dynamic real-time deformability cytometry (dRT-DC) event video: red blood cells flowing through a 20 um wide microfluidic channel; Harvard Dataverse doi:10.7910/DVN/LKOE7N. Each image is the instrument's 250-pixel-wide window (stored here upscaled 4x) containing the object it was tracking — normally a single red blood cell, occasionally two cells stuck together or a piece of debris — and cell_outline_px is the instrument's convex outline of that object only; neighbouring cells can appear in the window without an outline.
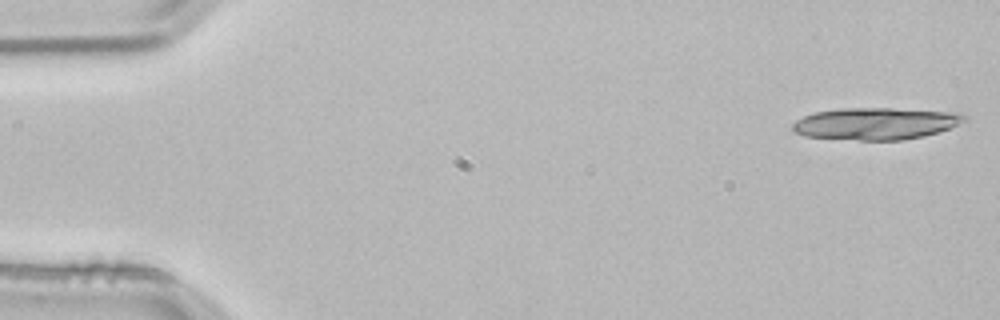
{"species": "common noctule bat (a hibernating species)", "species_latin": "Nyctalus noctula", "temperature_condition": "room temperature", "stored_images_in_passage": 4, "camera_frame_rate_fps": 3000, "um_per_image_px": 0.085, "animal": {"sex": "male", "body_mass_g": 21.5, "forearm_length_mm": 52.0}, "frame": {"image": 1, "passage_image": 1, "time_ms": 0.0, "image_size_px": [1000, 320], "cell_outline_px": [[968, 120], [948, 128], [924, 136], [900, 140], [860, 140], [804, 136], [792, 132], [792, 124], [796, 120], [804, 116], [816, 112], [844, 108], [892, 108], [960, 112], [968, 116]], "centroid_in_image_um": [74.45, 10.5], "position_along_channel_um": 10.5, "area_um2": 32.08}}